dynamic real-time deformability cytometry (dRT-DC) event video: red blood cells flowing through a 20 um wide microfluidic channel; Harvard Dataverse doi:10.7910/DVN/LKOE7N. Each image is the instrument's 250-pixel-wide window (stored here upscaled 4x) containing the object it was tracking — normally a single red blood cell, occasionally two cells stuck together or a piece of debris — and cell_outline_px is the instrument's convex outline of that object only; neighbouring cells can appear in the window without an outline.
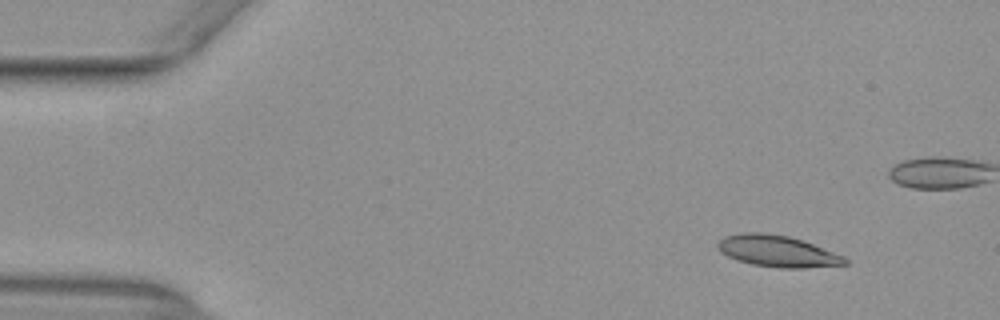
{"species": "common noctule bat (a hibernating species)", "species_latin": "Nyctalus noctula", "temperature_condition": "warm", "stored_images_in_passage": 22, "camera_frame_rate_fps": 3000, "um_per_image_px": 0.085, "animal": {"sex": "female", "body_mass_g": 29.2, "forearm_length_mm": 56.3}, "frame": {"image": 1, "passage_image": 4, "time_ms": 1.0, "image_size_px": [1000, 320], "cell_outline_px": [[848, 264], [804, 268], [780, 268], [752, 264], [736, 260], [720, 252], [716, 248], [716, 244], [724, 236], [740, 232], [768, 232], [788, 236], [804, 240], [844, 256], [848, 260]], "centroid_in_image_um": [66.06, 21.33], "position_along_channel_um": 18.9, "area_um2": 23.64}}
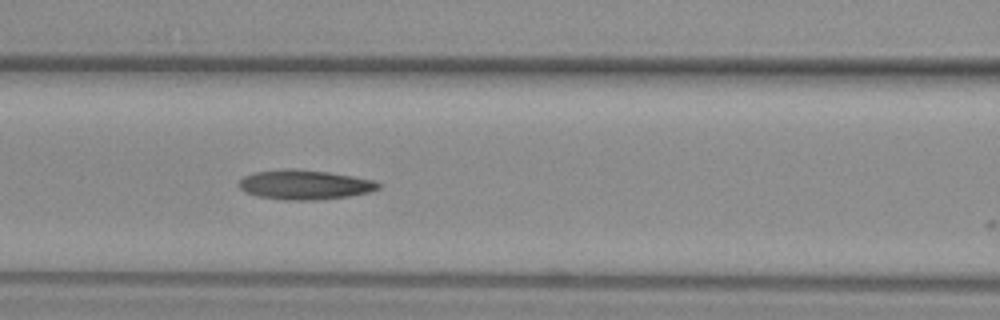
{"frame": {"image": 2, "passage_image": 21, "time_ms": 6.667, "image_size_px": [1000, 320], "cell_outline_px": [[380, 188], [368, 192], [348, 196], [316, 200], [280, 200], [256, 196], [244, 192], [236, 184], [244, 176], [256, 172], [288, 168], [292, 168], [328, 172], [352, 176], [372, 180], [380, 184]], "centroid_in_image_um": [25.83, 15.7], "position_along_channel_um": 140.8, "area_um2": 24.04}}